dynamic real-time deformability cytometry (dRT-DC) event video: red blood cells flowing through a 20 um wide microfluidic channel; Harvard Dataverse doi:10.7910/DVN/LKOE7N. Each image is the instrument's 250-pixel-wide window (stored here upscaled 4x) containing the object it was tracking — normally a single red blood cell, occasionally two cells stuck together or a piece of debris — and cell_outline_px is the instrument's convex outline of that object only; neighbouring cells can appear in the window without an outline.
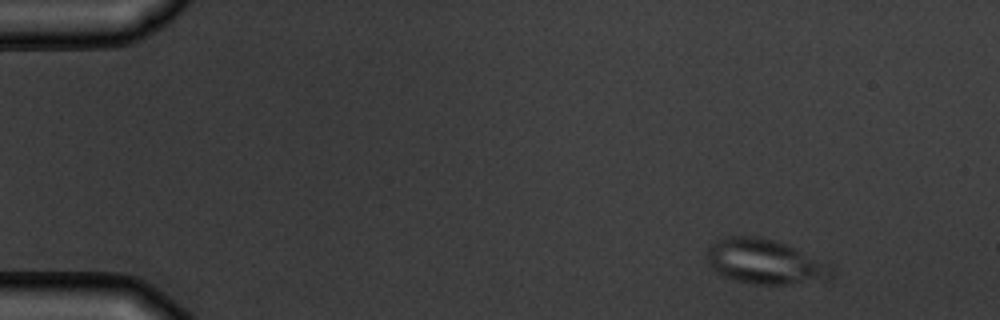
{"species": "common noctule bat (a hibernating species)", "species_latin": "Nyctalus noctula", "temperature_condition": "warm", "stored_images_in_passage": 5, "camera_frame_rate_fps": 3000, "um_per_image_px": 0.085, "animal": {"sex": "male", "body_mass_g": 19.5, "forearm_length_mm": 54.6}, "frame": {"image": 1, "passage_image": 1, "time_ms": 0.0, "image_size_px": [1000, 320], "cell_outline_px": [[836, 272], [832, 276], [788, 284], [752, 284], [736, 280], [724, 276], [716, 272], [708, 264], [704, 252], [708, 244], [724, 236], [752, 236], [772, 240], [788, 244], [828, 264]], "centroid_in_image_um": [64.9, 22.21], "position_along_channel_um": 20.1, "area_um2": 32.37}}